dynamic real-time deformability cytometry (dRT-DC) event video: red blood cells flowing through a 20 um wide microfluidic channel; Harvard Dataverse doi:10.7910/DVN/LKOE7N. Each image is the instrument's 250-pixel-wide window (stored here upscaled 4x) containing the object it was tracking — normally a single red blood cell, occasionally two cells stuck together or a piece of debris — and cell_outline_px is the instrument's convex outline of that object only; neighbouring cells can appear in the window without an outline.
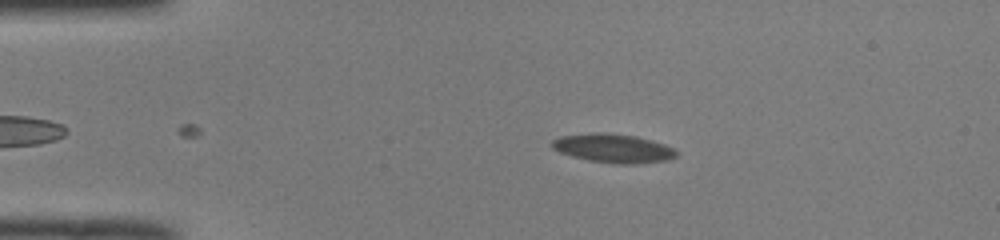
{"species": "common noctule bat (a hibernating species)", "species_latin": "Nyctalus noctula", "temperature_condition": "room temperature", "stored_images_in_passage": 48, "camera_frame_rate_fps": 3000, "um_per_image_px": 0.085, "animal": {"sex": "male", "body_mass_g": 19.0, "forearm_length_mm": 50.8}, "frame": {"image": 1, "passage_image": 5, "time_ms": 1.333, "image_size_px": [1000, 240], "cell_outline_px": [[676, 156], [668, 160], [632, 164], [616, 164], [588, 160], [572, 156], [560, 152], [552, 148], [548, 144], [552, 140], [560, 136], [596, 132], [636, 136], [664, 144], [672, 148], [676, 152]], "centroid_in_image_um": [52.07, 12.61], "position_along_channel_um": 32.9, "area_um2": 20.75}}
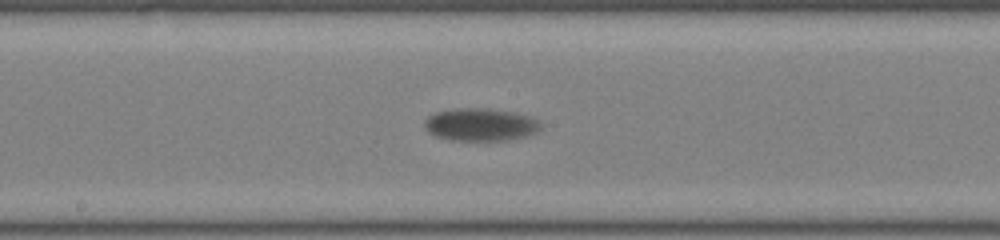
{"frame": {"image": 2, "passage_image": 23, "time_ms": 7.333, "image_size_px": [1000, 240], "cell_outline_px": [[544, 124], [536, 132], [524, 136], [504, 140], [448, 140], [436, 136], [428, 132], [424, 128], [424, 120], [428, 116], [436, 112], [456, 108], [488, 108], [516, 112], [532, 116]], "centroid_in_image_um": [40.84, 10.57], "position_along_channel_um": 207.4, "area_um2": 22.37}}
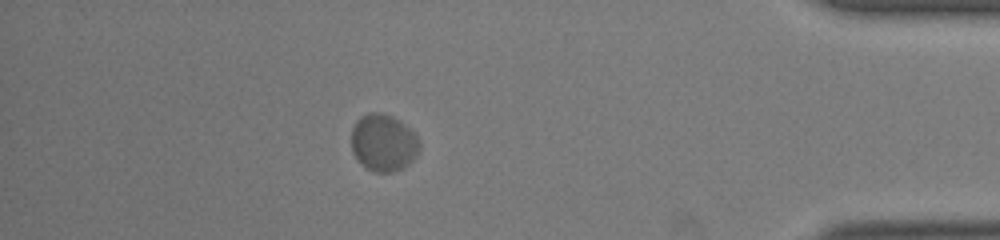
{"frame": {"image": 3, "passage_image": 42, "time_ms": 13.667, "image_size_px": [1000, 240], "cell_outline_px": [[420, 144], [416, 156], [404, 168], [396, 172], [372, 172], [360, 164], [356, 160], [352, 152], [352, 128], [356, 120], [360, 116], [368, 112], [384, 112], [400, 120], [416, 136]], "centroid_in_image_um": [32.56, 12.14], "position_along_channel_um": 402.6, "area_um2": 23.0}, "authors_computed_cell_mechanics": {"area_um2": 20.8369, "velocity_mm_per_s": 3.7352, "shape_relaxation_time_tau1_ms": 1.4082, "shape_relaxation_time_tau2_ms": null, "deformation_change_tau1": 0.1001, "deformation_change_tau2": null}}